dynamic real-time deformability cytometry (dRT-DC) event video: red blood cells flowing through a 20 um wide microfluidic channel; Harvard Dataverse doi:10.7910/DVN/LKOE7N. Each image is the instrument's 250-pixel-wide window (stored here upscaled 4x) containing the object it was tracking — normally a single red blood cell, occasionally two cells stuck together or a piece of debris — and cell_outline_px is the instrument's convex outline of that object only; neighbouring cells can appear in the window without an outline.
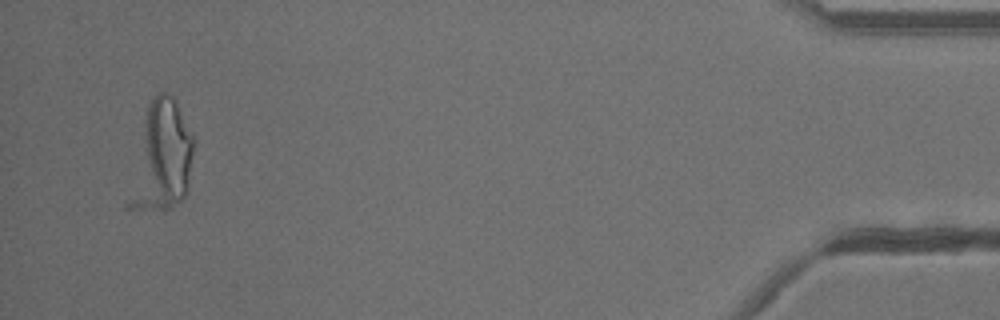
{"species": "common noctule bat (a hibernating species)", "species_latin": "Nyctalus noctula", "temperature_condition": "warm", "stored_images_in_passage": 39, "segment_of_instrument_passage": [2, 2], "camera_frame_rate_fps": 3000, "um_per_image_px": 0.085, "animal": {"sex": "male", "body_mass_g": 13.3}, "frame": {"image": 1, "passage_image": 37, "time_ms": 12.0, "image_size_px": [1000, 320], "cell_outline_px": [[196, 140], [188, 188], [184, 196], [180, 200], [168, 208], [128, 208], [124, 204], [144, 120], [148, 104], [156, 92], [164, 92], [172, 96], [176, 100]], "centroid_in_image_um": [13.75, 13.31], "position_along_channel_um": 421.5, "area_um2": 41.27}}